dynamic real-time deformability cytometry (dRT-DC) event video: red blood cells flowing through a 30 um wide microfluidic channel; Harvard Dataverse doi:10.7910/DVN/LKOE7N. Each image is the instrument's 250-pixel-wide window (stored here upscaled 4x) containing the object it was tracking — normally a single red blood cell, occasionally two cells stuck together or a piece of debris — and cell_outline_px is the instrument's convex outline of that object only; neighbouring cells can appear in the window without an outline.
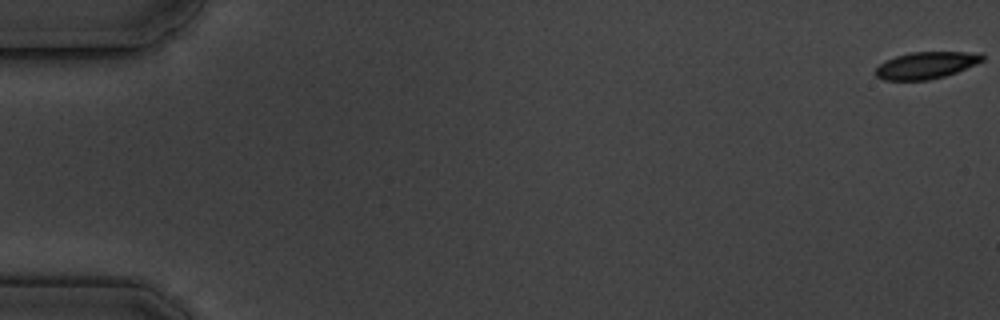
{"species": "common noctule bat (a hibernating species)", "species_latin": "Nyctalus noctula", "temperature_condition": "cold", "stored_images_in_passage": 5, "camera_frame_rate_fps": 3000, "um_per_image_px": 0.085, "animal": {"sex": "male", "body_mass_g": 19.5, "forearm_length_mm": 54.6}, "frame": {"image": 1, "passage_image": 1, "time_ms": 0.0, "image_size_px": [1000, 320], "cell_outline_px": [[984, 60], [976, 64], [956, 72], [944, 76], [928, 80], [884, 80], [876, 76], [876, 68], [880, 64], [896, 56], [912, 52], [980, 52], [984, 56]], "centroid_in_image_um": [78.75, 5.54], "position_along_channel_um": 6.3, "area_um2": 16.59}}
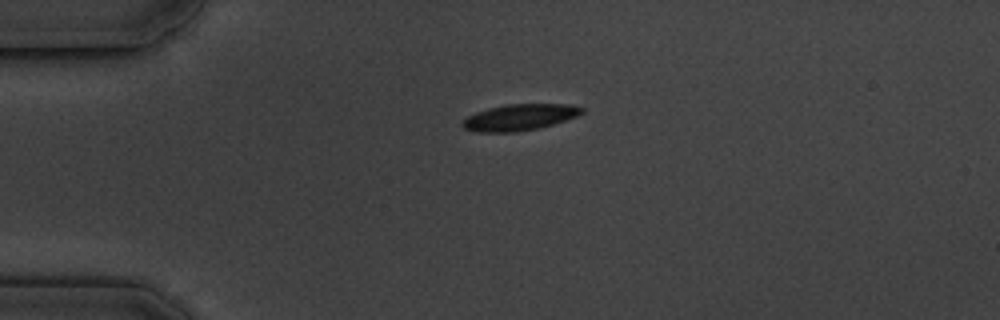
{"frame": {"image": 2, "passage_image": 4, "time_ms": 4.667, "image_size_px": [1000, 320], "cell_outline_px": [[584, 112], [576, 116], [552, 124], [536, 128], [516, 132], [480, 132], [464, 128], [460, 124], [468, 116], [476, 112], [488, 108], [508, 104], [568, 104], [584, 108]], "centroid_in_image_um": [44.15, 9.96], "position_along_channel_um": 40.9, "area_um2": 18.03}}